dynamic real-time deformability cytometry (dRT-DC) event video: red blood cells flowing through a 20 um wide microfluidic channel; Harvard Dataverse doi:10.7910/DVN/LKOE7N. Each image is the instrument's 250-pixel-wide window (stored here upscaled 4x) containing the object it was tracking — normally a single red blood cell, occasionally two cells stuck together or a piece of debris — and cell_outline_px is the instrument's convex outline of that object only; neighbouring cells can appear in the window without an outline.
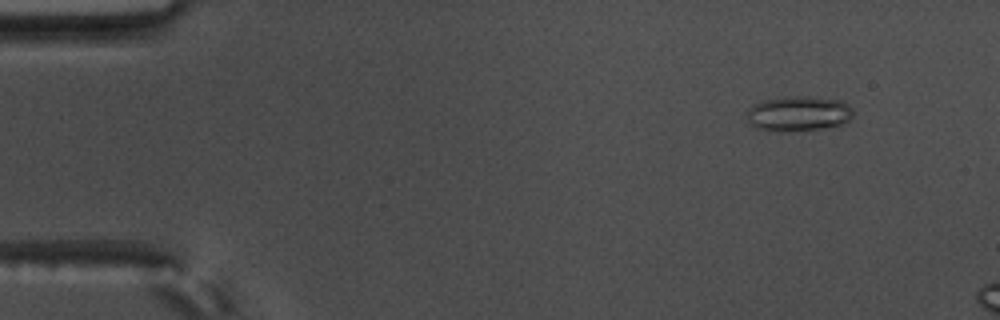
{"species": "common noctule bat (a hibernating species)", "species_latin": "Nyctalus noctula", "temperature_condition": "warm", "stored_images_in_passage": 17, "camera_frame_rate_fps": 3000, "um_per_image_px": 0.085, "animal": {"sex": "male", "body_mass_g": 17.5, "forearm_length_mm": 52.3}, "frame": {"image": 1, "passage_image": 6, "time_ms": 1.667, "image_size_px": [1000, 320], "cell_outline_px": [[852, 116], [848, 120], [840, 124], [824, 128], [780, 132], [776, 132], [756, 128], [748, 124], [744, 116], [748, 108], [764, 100], [784, 96], [812, 96], [844, 100], [852, 108]], "centroid_in_image_um": [67.82, 9.65], "position_along_channel_um": 17.2, "area_um2": 22.2}}